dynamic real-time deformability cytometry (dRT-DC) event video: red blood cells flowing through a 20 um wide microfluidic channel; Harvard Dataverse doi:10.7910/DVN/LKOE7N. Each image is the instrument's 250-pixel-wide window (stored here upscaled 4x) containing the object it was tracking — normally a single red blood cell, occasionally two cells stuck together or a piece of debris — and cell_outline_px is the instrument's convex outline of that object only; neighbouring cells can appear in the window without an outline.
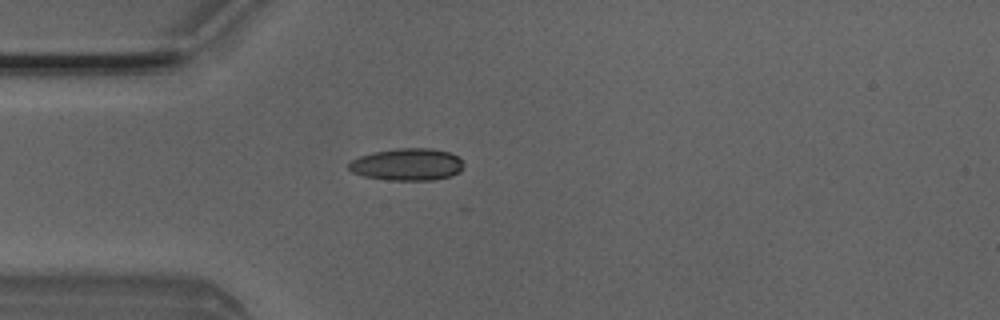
{"species": "Egyptian fruit bat (a non-hibernating species)", "species_latin": "Rousettus aegyptiacus", "temperature_condition": "room temperature", "stored_images_in_passage": 3, "camera_frame_rate_fps": 3000, "um_per_image_px": 0.085, "animal": {"sex": "male"}, "frame": {"image": 1, "passage_image": 3, "time_ms": 0.667, "image_size_px": [1000, 320], "cell_outline_px": [[464, 164], [460, 172], [452, 176], [432, 180], [388, 180], [364, 176], [352, 172], [348, 168], [348, 164], [352, 160], [360, 156], [372, 152], [396, 148], [432, 148], [448, 152], [456, 156]], "centroid_in_image_um": [34.61, 13.98], "position_along_channel_um": 50.4, "area_um2": 21.56}}